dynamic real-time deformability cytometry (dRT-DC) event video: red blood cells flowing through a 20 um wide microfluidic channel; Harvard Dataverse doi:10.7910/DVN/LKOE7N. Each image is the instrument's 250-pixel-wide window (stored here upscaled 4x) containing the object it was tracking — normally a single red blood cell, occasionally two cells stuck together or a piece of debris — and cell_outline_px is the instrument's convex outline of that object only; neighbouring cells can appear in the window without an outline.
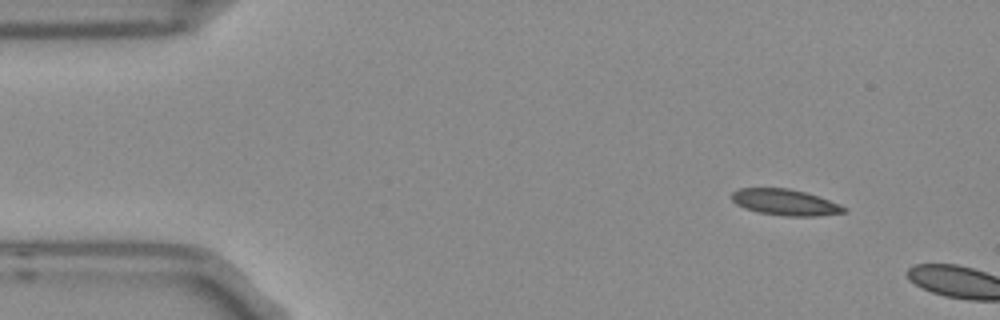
{"species": "Egyptian fruit bat (a non-hibernating species)", "species_latin": "Rousettus aegyptiacus", "temperature_condition": "room temperature", "stored_images_in_passage": 2, "camera_frame_rate_fps": 3000, "um_per_image_px": 0.085, "frame": {"image": 1, "passage_image": 1, "time_ms": 0.0, "image_size_px": [1000, 320], "cell_outline_px": [[848, 212], [816, 216], [784, 216], [760, 212], [744, 208], [736, 204], [732, 200], [732, 192], [740, 188], [788, 188], [804, 192], [840, 204], [848, 208]], "centroid_in_image_um": [66.75, 17.2], "position_along_channel_um": 18.3, "area_um2": 16.99}}